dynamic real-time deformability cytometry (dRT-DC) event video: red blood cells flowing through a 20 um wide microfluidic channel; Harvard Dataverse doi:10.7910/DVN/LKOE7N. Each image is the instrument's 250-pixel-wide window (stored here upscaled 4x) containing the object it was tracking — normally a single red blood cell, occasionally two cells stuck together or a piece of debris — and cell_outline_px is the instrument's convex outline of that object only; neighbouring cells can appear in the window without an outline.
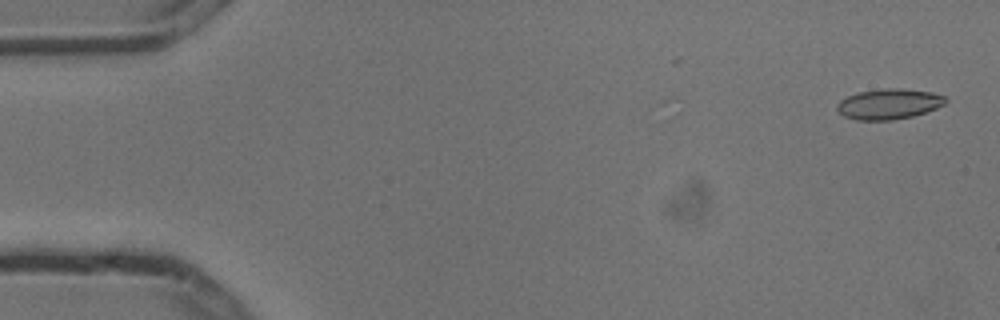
{"species": "common noctule bat (a hibernating species)", "species_latin": "Nyctalus noctula", "temperature_condition": "cold", "stored_images_in_passage": 4, "camera_frame_rate_fps": 3000, "um_per_image_px": 0.085, "animal": {"sex": "male", "body_mass_g": 13.3}, "frame": {"image": 1, "passage_image": 1, "time_ms": 0.0, "image_size_px": [1000, 320], "cell_outline_px": [[948, 100], [944, 104], [936, 108], [912, 116], [892, 120], [856, 120], [844, 116], [836, 108], [836, 104], [840, 100], [848, 96], [860, 92], [884, 88], [900, 88], [932, 92], [944, 96]], "centroid_in_image_um": [75.55, 8.84], "position_along_channel_um": 9.5, "area_um2": 19.13}}
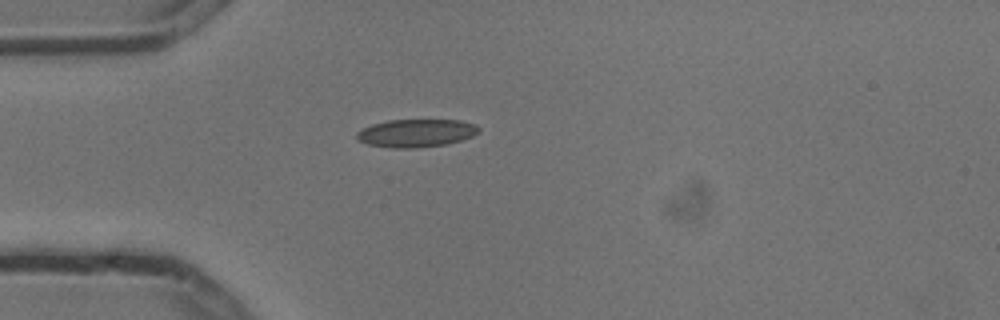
{"frame": {"image": 2, "passage_image": 4, "time_ms": 1.0, "image_size_px": [1000, 320], "cell_outline_px": [[480, 132], [472, 136], [448, 144], [416, 148], [392, 148], [368, 144], [356, 140], [356, 132], [360, 128], [372, 124], [388, 120], [460, 120], [476, 124], [480, 128]], "centroid_in_image_um": [35.35, 11.31], "position_along_channel_um": 49.6, "area_um2": 20.11}}